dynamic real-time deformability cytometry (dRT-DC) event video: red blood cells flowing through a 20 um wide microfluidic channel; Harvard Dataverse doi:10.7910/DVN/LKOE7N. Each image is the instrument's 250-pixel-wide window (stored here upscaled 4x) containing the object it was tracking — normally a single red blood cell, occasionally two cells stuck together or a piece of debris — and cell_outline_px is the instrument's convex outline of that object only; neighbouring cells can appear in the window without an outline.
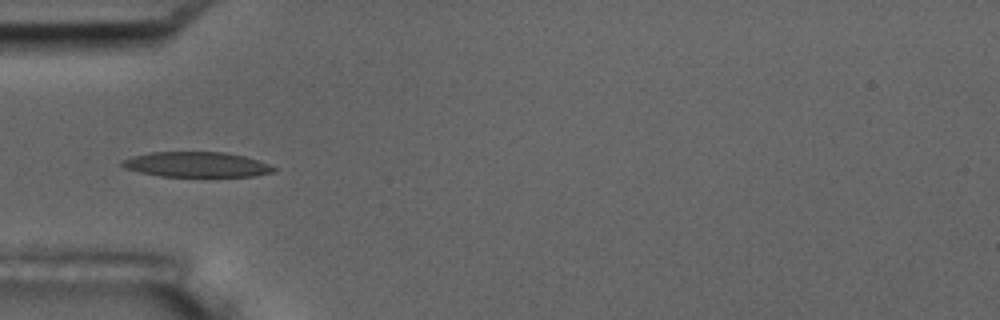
{"species": "common noctule bat (a hibernating species)", "species_latin": "Nyctalus noctula", "temperature_condition": "room temperature", "stored_images_in_passage": 9, "camera_frame_rate_fps": 3000, "um_per_image_px": 0.085, "animal": {"sex": "male", "body_mass_g": 17.5, "forearm_length_mm": 52.3}, "frame": {"image": 1, "passage_image": 6, "time_ms": 5.667, "image_size_px": [1000, 320], "cell_outline_px": [[276, 168], [272, 172], [256, 176], [160, 176], [140, 172], [124, 168], [120, 164], [120, 160], [132, 156], [148, 152], [224, 152], [244, 156], [268, 164]], "centroid_in_image_um": [16.64, 13.98], "position_along_channel_um": 68.4, "area_um2": 22.14}}
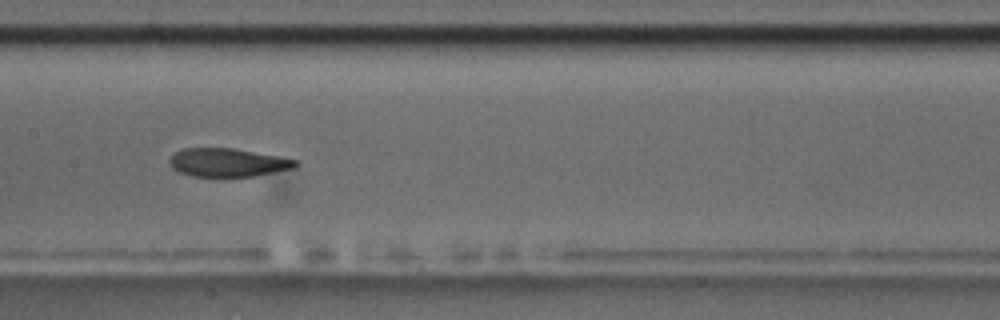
{"frame": {"image": 2, "passage_image": 9, "time_ms": 9.0, "image_size_px": [1000, 320], "cell_outline_px": [[300, 164], [292, 168], [252, 176], [192, 176], [180, 172], [172, 168], [168, 164], [168, 160], [180, 148], [232, 148], [276, 156], [296, 160]], "centroid_in_image_um": [19.29, 13.81], "position_along_channel_um": 188.1, "area_um2": 20.52}}